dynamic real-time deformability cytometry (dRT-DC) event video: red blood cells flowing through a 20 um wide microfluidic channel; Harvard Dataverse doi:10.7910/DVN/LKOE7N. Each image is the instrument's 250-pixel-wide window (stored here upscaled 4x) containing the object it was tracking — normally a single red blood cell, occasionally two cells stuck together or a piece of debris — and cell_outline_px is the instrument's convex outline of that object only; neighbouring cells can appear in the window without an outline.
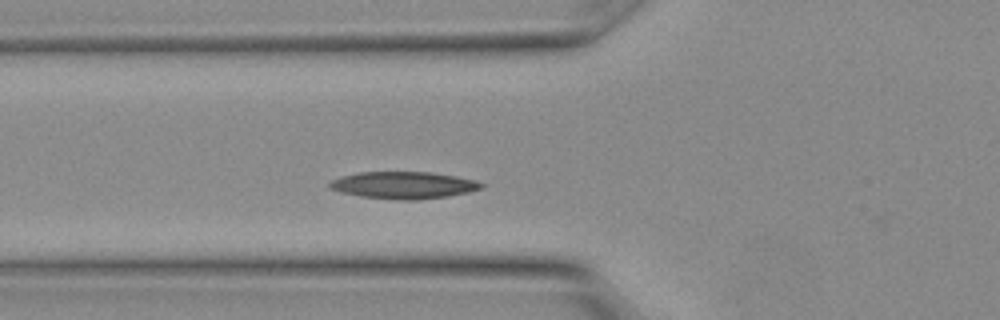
{"species": "Egyptian fruit bat (a non-hibernating species)", "species_latin": "Rousettus aegyptiacus", "temperature_condition": "warm", "stored_images_in_passage": 7, "camera_frame_rate_fps": 3000, "um_per_image_px": 0.085, "animal": {"sex": "female"}, "frame": {"image": 1, "passage_image": 5, "time_ms": 1.333, "image_size_px": [1000, 320], "cell_outline_px": [[484, 184], [480, 188], [468, 192], [448, 196], [416, 200], [400, 200], [364, 196], [340, 192], [332, 188], [328, 184], [332, 180], [344, 176], [360, 172], [432, 172], [456, 176], [476, 180]], "centroid_in_image_um": [34.35, 15.73], "position_along_channel_um": 91.5, "area_um2": 23.58}}
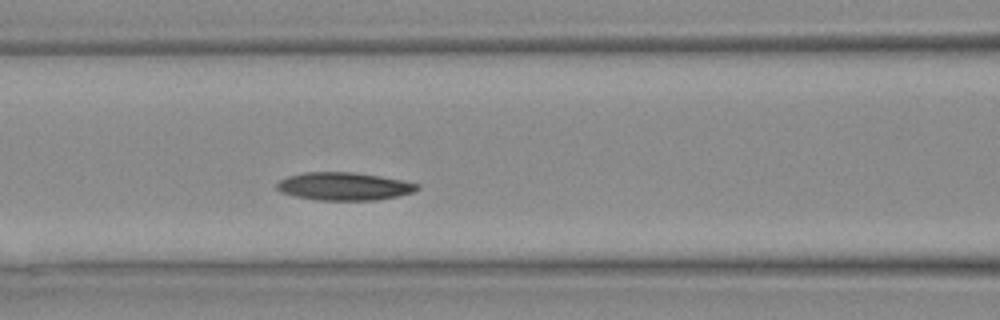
{"frame": {"image": 2, "passage_image": 7, "time_ms": 2.0, "image_size_px": [1000, 320], "cell_outline_px": [[420, 188], [412, 192], [400, 196], [376, 200], [320, 200], [296, 196], [280, 192], [276, 188], [276, 184], [280, 180], [288, 176], [304, 172], [352, 172], [380, 176], [404, 180], [420, 184]], "centroid_in_image_um": [29.27, 15.83], "position_along_channel_um": 137.3, "area_um2": 22.89}}